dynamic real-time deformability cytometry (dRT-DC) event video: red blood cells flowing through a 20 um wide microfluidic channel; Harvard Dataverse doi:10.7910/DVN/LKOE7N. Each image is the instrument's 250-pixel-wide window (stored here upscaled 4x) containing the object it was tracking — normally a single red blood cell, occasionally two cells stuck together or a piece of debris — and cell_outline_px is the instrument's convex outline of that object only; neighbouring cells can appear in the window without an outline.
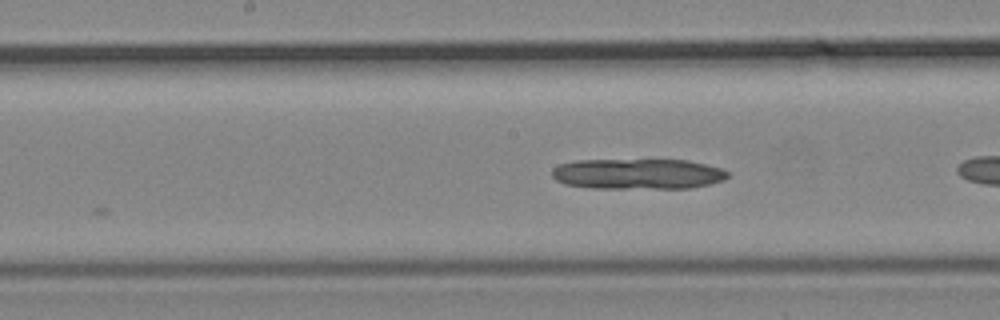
{"species": "common noctule bat (a hibernating species)", "species_latin": "Nyctalus noctula", "temperature_condition": "cold", "stored_images_in_passage": 6, "camera_frame_rate_fps": 3000, "um_per_image_px": 0.085, "animal": {"sex": "male", "body_mass_g": 19.2, "forearm_length_mm": 51.8}, "frame": {"image": 1, "passage_image": 6, "time_ms": 1.667, "image_size_px": [1000, 320], "cell_outline_px": [[728, 176], [724, 180], [708, 184], [688, 188], [588, 188], [564, 184], [556, 180], [552, 176], [552, 168], [560, 164], [580, 160], [688, 160], [720, 168], [728, 172]], "centroid_in_image_um": [54.18, 14.79], "position_along_channel_um": 194.0, "area_um2": 31.21}}